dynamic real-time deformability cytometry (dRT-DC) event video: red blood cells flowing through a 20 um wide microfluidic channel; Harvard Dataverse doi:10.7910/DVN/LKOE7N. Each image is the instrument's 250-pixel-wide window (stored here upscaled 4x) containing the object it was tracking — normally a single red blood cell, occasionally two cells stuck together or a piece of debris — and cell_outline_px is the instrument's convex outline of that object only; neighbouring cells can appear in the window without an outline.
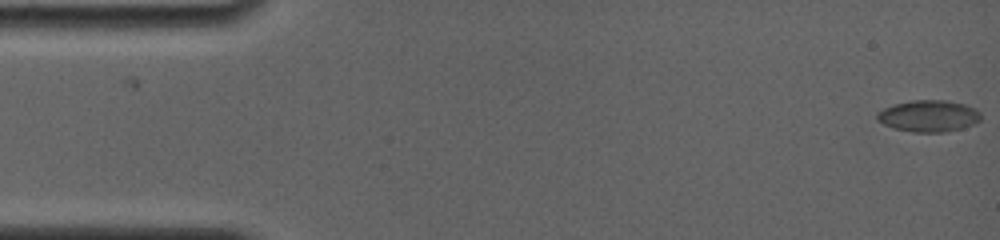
{"species": "common noctule bat (a hibernating species)", "species_latin": "Nyctalus noctula", "temperature_condition": "room temperature", "stored_images_in_passage": 2, "camera_frame_rate_fps": 4000, "um_per_image_px": 0.085, "animal": {"sex": "female", "body_mass_g": 19.0, "forearm_length_mm": 56.7}, "frame": {"image": 1, "passage_image": 2, "time_ms": 1.0, "image_size_px": [1000, 240], "cell_outline_px": [[980, 120], [976, 124], [964, 128], [944, 132], [912, 132], [892, 128], [876, 120], [876, 116], [884, 108], [896, 104], [912, 100], [944, 100], [964, 104], [980, 112]], "centroid_in_image_um": [78.95, 9.87], "position_along_channel_um": 6.1, "area_um2": 19.07}}